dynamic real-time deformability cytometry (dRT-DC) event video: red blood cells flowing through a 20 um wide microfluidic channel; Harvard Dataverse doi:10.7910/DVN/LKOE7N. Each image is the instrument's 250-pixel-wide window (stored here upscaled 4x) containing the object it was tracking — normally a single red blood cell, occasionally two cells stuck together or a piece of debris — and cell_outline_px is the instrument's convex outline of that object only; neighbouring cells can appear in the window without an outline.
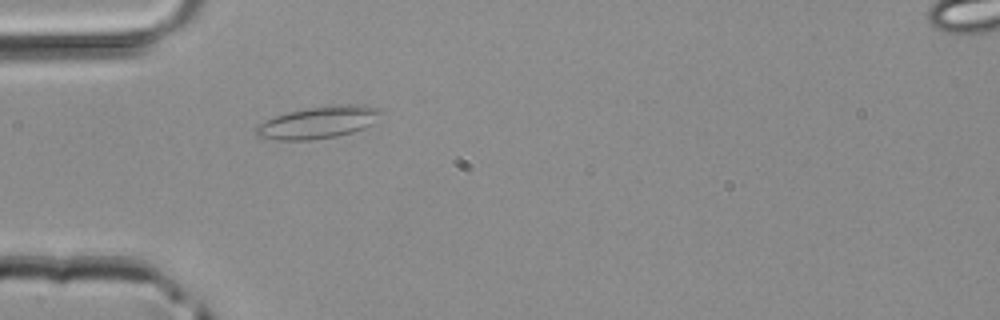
{"species": "common noctule bat (a hibernating species)", "species_latin": "Nyctalus noctula", "temperature_condition": "room temperature", "stored_images_in_passage": 2, "camera_frame_rate_fps": 3000, "um_per_image_px": 0.085, "animal": {"sex": "male", "body_mass_g": 20.4}, "frame": {"image": 1, "passage_image": 2, "time_ms": 0.333, "image_size_px": [1000, 320], "cell_outline_px": [[384, 112], [372, 124], [364, 128], [352, 132], [336, 136], [312, 140], [276, 140], [256, 136], [252, 128], [256, 124], [276, 116], [288, 112], [308, 108], [348, 104], [364, 104], [380, 108]], "centroid_in_image_um": [27.05, 10.41], "position_along_channel_um": 58.0, "area_um2": 23.52}}